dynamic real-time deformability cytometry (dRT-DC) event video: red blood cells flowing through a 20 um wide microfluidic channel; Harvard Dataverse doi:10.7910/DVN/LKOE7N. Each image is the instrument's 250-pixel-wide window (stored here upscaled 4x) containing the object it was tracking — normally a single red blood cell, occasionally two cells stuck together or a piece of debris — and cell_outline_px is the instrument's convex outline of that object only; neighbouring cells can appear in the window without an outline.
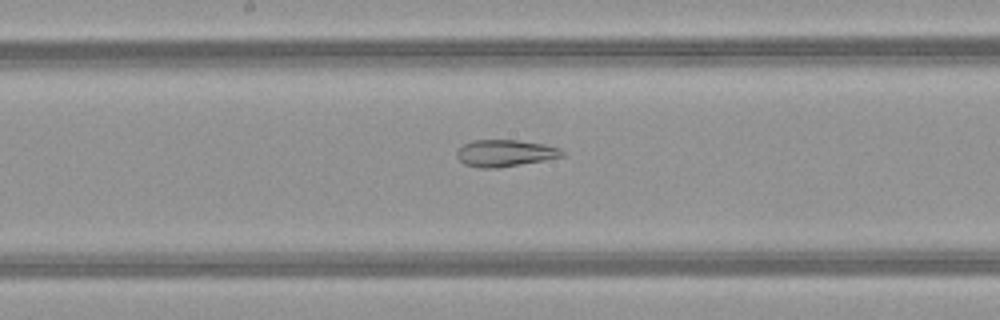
{"species": "common noctule bat (a hibernating species)", "species_latin": "Nyctalus noctula", "temperature_condition": "warm", "stored_images_in_passage": 51, "camera_frame_rate_fps": 3000, "um_per_image_px": 0.085, "animal": {"sex": "female", "body_mass_g": 21.9}, "frame": {"image": 1, "passage_image": 27, "time_ms": 8.667, "image_size_px": [1000, 320], "cell_outline_px": [[564, 156], [544, 160], [496, 168], [480, 168], [464, 164], [456, 156], [456, 152], [464, 144], [472, 140], [516, 140], [544, 144], [560, 148], [564, 152]], "centroid_in_image_um": [42.92, 13.01], "position_along_channel_um": 205.3, "area_um2": 16.36}}
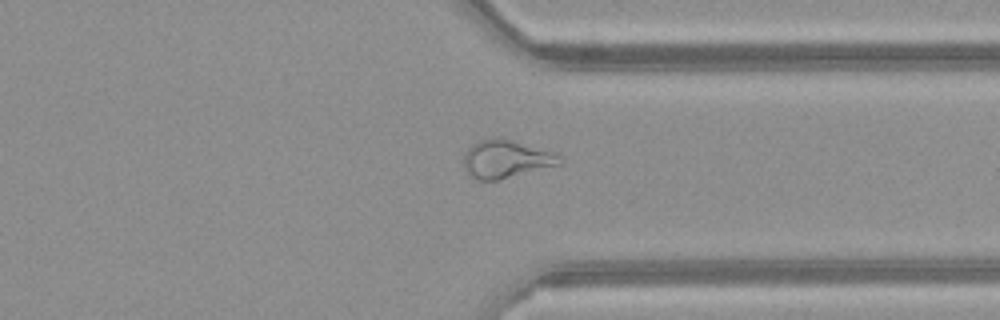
{"frame": {"image": 2, "passage_image": 39, "time_ms": 12.667, "image_size_px": [1000, 320], "cell_outline_px": [[564, 164], [496, 180], [480, 180], [472, 176], [464, 168], [464, 156], [468, 148], [472, 144], [480, 140], [492, 136], [496, 136], [512, 140], [556, 152], [564, 160]], "centroid_in_image_um": [43.07, 13.49], "position_along_channel_um": 368.3, "area_um2": 21.44}}
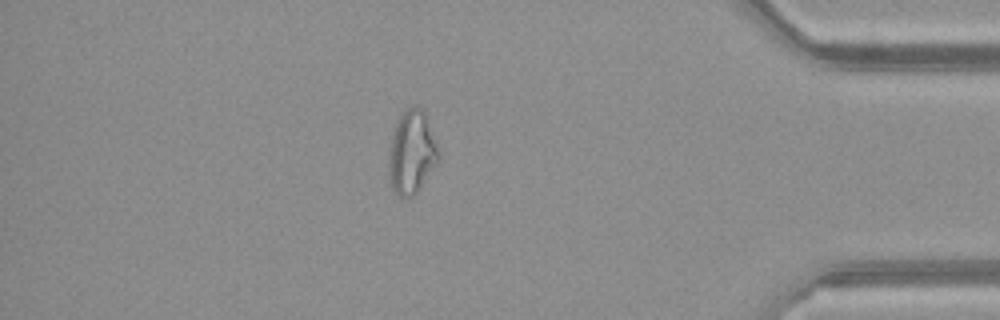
{"frame": {"image": 3, "passage_image": 44, "time_ms": 14.333, "image_size_px": [1000, 320], "cell_outline_px": [[440, 160], [416, 192], [412, 196], [404, 200], [392, 188], [388, 172], [388, 156], [392, 136], [396, 120], [412, 104], [416, 104], [424, 112], [428, 120], [440, 148]], "centroid_in_image_um": [35.01, 12.93], "position_along_channel_um": 400.2, "area_um2": 24.51}, "authors_computed_cell_mechanics": {"area_um2": 24.5072, "velocity_mm_per_s": 4.1081, "shape_relaxation_time_tau1_ms": null, "shape_relaxation_time_tau2_ms": 2.3999, "deformation_change_tau1": null, "deformation_change_tau2": 0.0801}}